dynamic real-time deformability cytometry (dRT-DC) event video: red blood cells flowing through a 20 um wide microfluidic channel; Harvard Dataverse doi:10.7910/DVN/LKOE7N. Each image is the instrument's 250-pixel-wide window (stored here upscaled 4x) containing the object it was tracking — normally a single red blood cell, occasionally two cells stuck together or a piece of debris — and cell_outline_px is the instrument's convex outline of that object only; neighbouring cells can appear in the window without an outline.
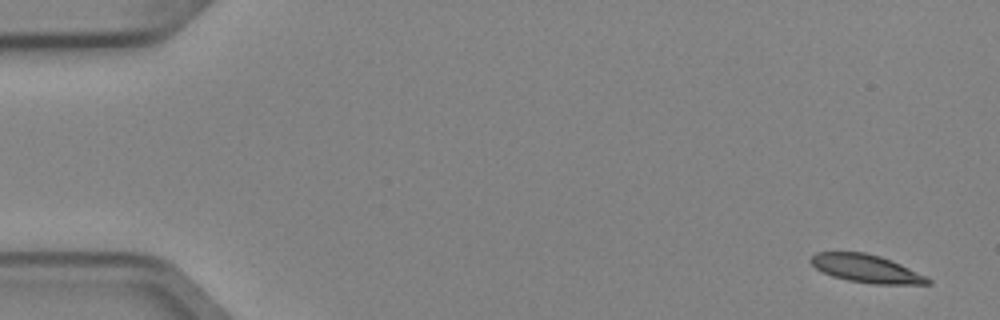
{"species": "Egyptian fruit bat (a non-hibernating species)", "species_latin": "Rousettus aegyptiacus", "temperature_condition": "cold", "stored_images_in_passage": 5, "segment_of_instrument_passage": [1, 2], "camera_frame_rate_fps": 3000, "um_per_image_px": 0.085, "animal": {"sex": "female"}, "frame": {"image": 1, "passage_image": 1, "time_ms": 0.0, "image_size_px": [1000, 320], "cell_outline_px": [[932, 284], [872, 284], [848, 280], [832, 276], [816, 268], [808, 260], [816, 252], [864, 252], [880, 256], [892, 260], [928, 276], [932, 280]], "centroid_in_image_um": [73.68, 22.83], "position_along_channel_um": 11.3, "area_um2": 19.19}}